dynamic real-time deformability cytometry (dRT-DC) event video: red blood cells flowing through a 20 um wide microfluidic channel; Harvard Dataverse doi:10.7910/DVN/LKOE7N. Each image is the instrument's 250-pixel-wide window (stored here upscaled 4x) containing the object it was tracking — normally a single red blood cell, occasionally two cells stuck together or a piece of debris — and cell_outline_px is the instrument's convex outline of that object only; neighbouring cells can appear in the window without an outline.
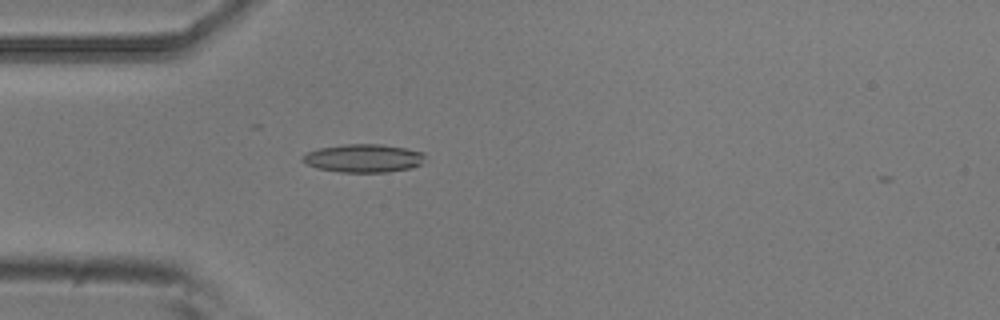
{"species": "common noctule bat (a hibernating species)", "species_latin": "Nyctalus noctula", "temperature_condition": "room temperature", "stored_images_in_passage": 5, "camera_frame_rate_fps": 3000, "um_per_image_px": 0.085, "animal": {"sex": "male", "body_mass_g": 20.5, "forearm_length_mm": 52.5}, "frame": {"image": 1, "passage_image": 5, "time_ms": 1.333, "image_size_px": [1000, 320], "cell_outline_px": [[424, 156], [420, 164], [412, 168], [388, 172], [340, 172], [316, 168], [304, 164], [300, 160], [300, 156], [308, 152], [320, 148], [344, 144], [380, 144], [404, 148], [424, 152]], "centroid_in_image_um": [30.84, 13.45], "position_along_channel_um": 54.2, "area_um2": 20.23}}